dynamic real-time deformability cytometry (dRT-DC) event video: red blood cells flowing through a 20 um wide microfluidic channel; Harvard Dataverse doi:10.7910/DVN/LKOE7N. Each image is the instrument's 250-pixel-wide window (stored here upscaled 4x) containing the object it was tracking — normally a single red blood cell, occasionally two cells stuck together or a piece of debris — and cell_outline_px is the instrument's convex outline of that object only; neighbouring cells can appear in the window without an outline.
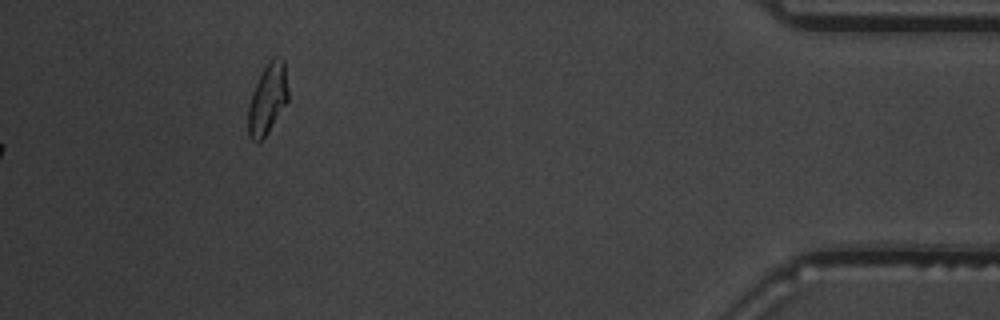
{"species": "common noctule bat (a hibernating species)", "species_latin": "Nyctalus noctula", "temperature_condition": "warm", "stored_images_in_passage": 44, "segment_of_instrument_passage": [2, 2], "camera_frame_rate_fps": 3000, "um_per_image_px": 0.085, "animal": {"sex": "male", "body_mass_g": 19.5, "forearm_length_mm": 54.6}, "frame": {"image": 1, "passage_image": 44, "time_ms": 14.333, "image_size_px": [1000, 320], "cell_outline_px": [[288, 100], [264, 136], [256, 144], [248, 136], [248, 108], [252, 92], [268, 60], [272, 56], [276, 56], [284, 60], [288, 92]], "centroid_in_image_um": [22.73, 8.38], "position_along_channel_um": 412.5, "area_um2": 16.13}}